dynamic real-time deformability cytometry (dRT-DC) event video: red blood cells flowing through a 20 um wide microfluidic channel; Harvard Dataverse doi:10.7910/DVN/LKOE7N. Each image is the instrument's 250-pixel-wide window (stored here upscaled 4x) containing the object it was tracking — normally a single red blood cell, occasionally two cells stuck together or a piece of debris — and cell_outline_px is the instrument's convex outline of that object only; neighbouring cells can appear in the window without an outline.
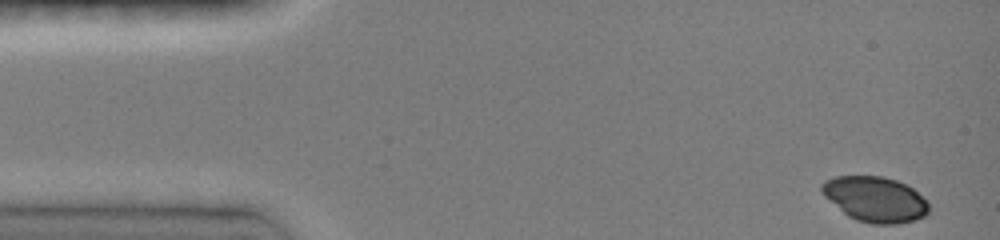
{"species": "common noctule bat (a hibernating species)", "species_latin": "Nyctalus noctula", "temperature_condition": "room temperature", "stored_images_in_passage": 9, "camera_frame_rate_fps": 3000, "um_per_image_px": 0.085, "animal": {"sex": "female", "body_mass_g": 19.0, "forearm_length_mm": 51.5}, "frame": {"image": 1, "passage_image": 1, "time_ms": 0.0, "image_size_px": [1000, 240], "cell_outline_px": [[928, 212], [924, 216], [916, 220], [896, 224], [872, 224], [856, 220], [848, 216], [824, 196], [820, 192], [820, 184], [824, 180], [836, 176], [884, 176], [896, 180], [912, 188], [928, 200]], "centroid_in_image_um": [74.37, 16.93], "position_along_channel_um": 10.6, "area_um2": 28.44}}
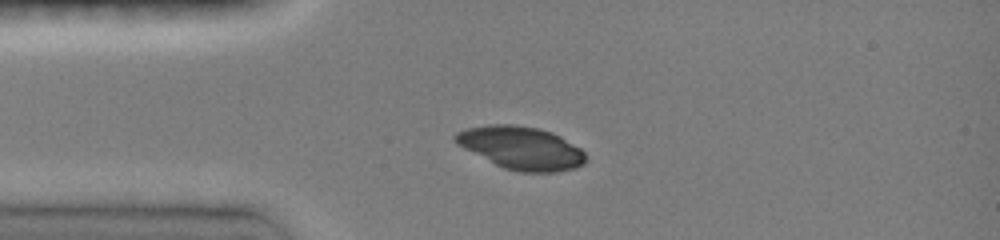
{"frame": {"image": 2, "passage_image": 8, "time_ms": 3.0, "image_size_px": [1000, 240], "cell_outline_px": [[584, 164], [576, 168], [556, 172], [520, 172], [504, 168], [456, 144], [452, 140], [452, 136], [456, 132], [468, 128], [488, 124], [512, 124], [540, 128], [552, 132], [560, 136], [580, 148], [584, 152]], "centroid_in_image_um": [44.28, 12.56], "position_along_channel_um": 40.7, "area_um2": 32.54}}